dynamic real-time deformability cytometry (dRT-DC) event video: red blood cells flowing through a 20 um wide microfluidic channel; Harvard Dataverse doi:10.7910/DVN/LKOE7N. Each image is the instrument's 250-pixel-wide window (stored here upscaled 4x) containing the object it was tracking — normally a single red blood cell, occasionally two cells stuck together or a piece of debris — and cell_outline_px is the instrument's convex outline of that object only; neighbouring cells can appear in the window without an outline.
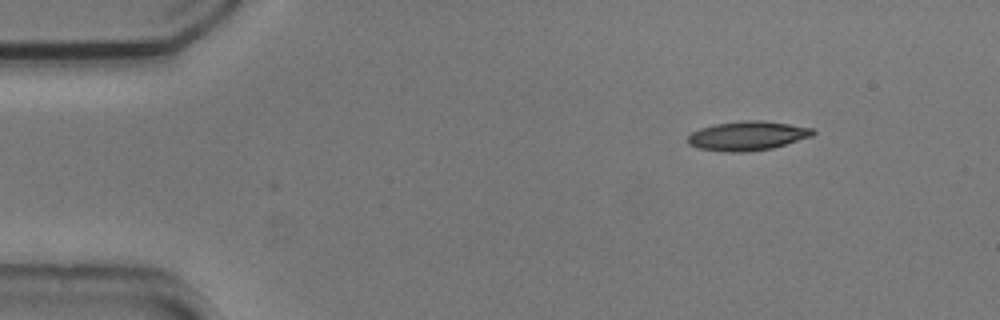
{"species": "common noctule bat (a hibernating species)", "species_latin": "Nyctalus noctula", "temperature_condition": "cold", "stored_images_in_passage": 2, "camera_frame_rate_fps": 3000, "um_per_image_px": 0.085, "animal": {"sex": "male", "body_mass_g": 20.5, "forearm_length_mm": 52.5}, "frame": {"image": 1, "passage_image": 2, "time_ms": 0.333, "image_size_px": [1000, 320], "cell_outline_px": [[816, 132], [812, 136], [772, 148], [744, 152], [728, 152], [700, 148], [688, 144], [688, 136], [692, 132], [700, 128], [716, 124], [744, 120], [760, 120], [788, 124], [812, 128]], "centroid_in_image_um": [63.53, 11.54], "position_along_channel_um": 21.5, "area_um2": 21.04}}